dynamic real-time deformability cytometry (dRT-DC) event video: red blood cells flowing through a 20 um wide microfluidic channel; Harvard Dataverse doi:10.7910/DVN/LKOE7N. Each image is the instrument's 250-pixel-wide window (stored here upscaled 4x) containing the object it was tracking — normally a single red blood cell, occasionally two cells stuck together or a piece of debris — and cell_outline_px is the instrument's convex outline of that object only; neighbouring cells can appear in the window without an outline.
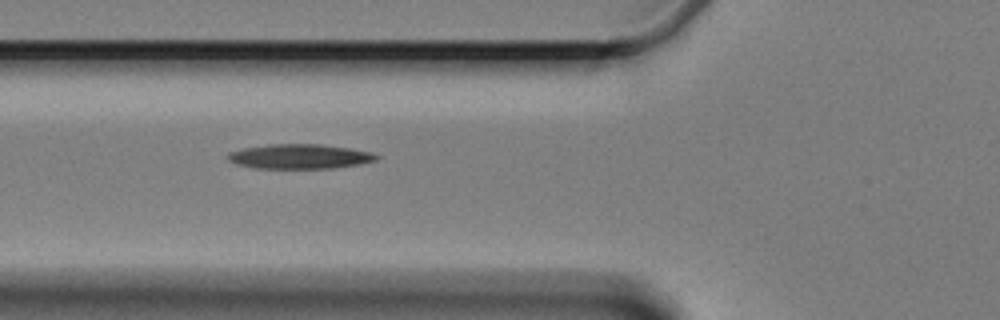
{"species": "Egyptian fruit bat (a non-hibernating species)", "species_latin": "Rousettus aegyptiacus", "temperature_condition": "cold", "stored_images_in_passage": 4, "camera_frame_rate_fps": 3000, "um_per_image_px": 0.085, "animal": {"sex": "female"}, "frame": {"image": 1, "passage_image": 2, "time_ms": 1.0, "image_size_px": [1000, 320], "cell_outline_px": [[380, 156], [376, 160], [356, 164], [332, 168], [252, 168], [236, 164], [228, 160], [224, 156], [228, 152], [244, 148], [268, 144], [320, 144], [348, 148], [372, 152]], "centroid_in_image_um": [25.4, 13.29], "position_along_channel_um": 100.4, "area_um2": 21.33}}
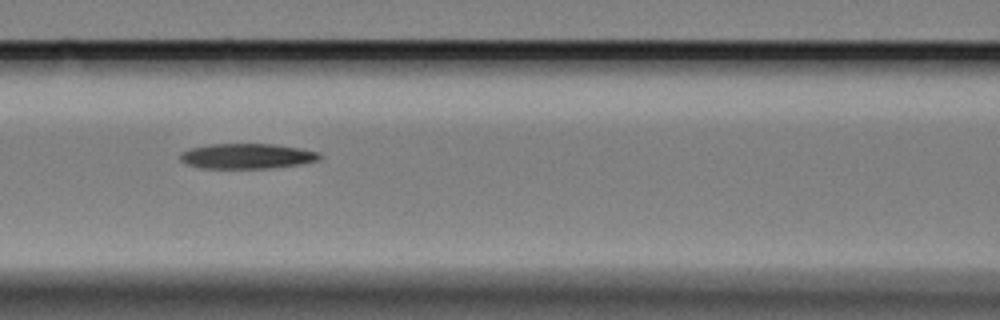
{"frame": {"image": 2, "passage_image": 3, "time_ms": 2.333, "image_size_px": [1000, 320], "cell_outline_px": [[324, 156], [316, 160], [300, 164], [268, 168], [200, 168], [188, 164], [180, 160], [180, 152], [192, 148], [208, 144], [276, 144], [300, 148], [320, 152]], "centroid_in_image_um": [21.0, 13.26], "position_along_channel_um": 145.6, "area_um2": 20.46}}
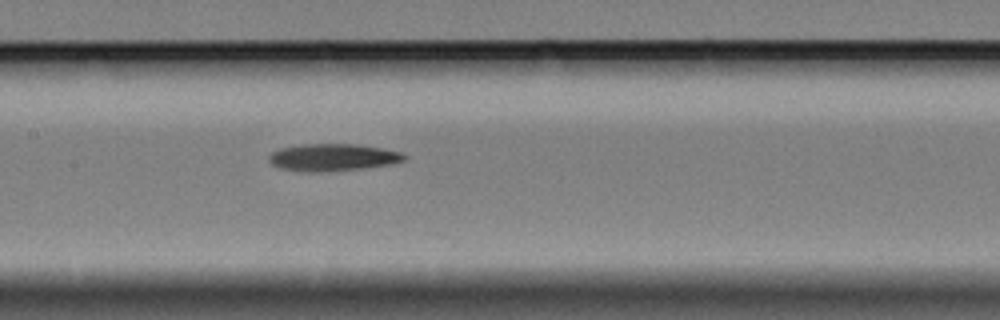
{"frame": {"image": 3, "passage_image": 4, "time_ms": 3.333, "image_size_px": [1000, 320], "cell_outline_px": [[408, 156], [404, 160], [388, 164], [360, 168], [284, 168], [272, 164], [268, 160], [268, 156], [272, 152], [280, 148], [300, 144], [356, 144], [384, 148], [400, 152]], "centroid_in_image_um": [28.35, 13.29], "position_along_channel_um": 179.1, "area_um2": 19.94}}